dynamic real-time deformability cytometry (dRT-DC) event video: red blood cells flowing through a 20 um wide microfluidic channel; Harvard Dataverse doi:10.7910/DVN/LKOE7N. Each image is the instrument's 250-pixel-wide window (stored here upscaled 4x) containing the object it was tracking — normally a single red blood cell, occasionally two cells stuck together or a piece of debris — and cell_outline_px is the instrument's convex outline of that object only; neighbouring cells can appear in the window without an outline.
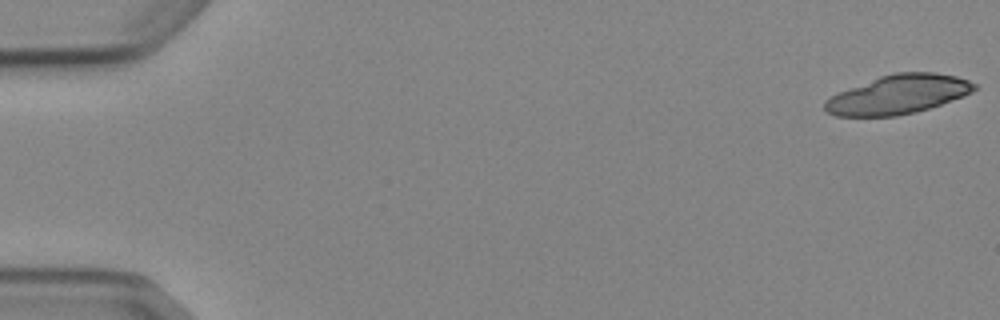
{"species": "Egyptian fruit bat (a non-hibernating species)", "species_latin": "Rousettus aegyptiacus", "temperature_condition": "cold", "stored_images_in_passage": 5, "camera_frame_rate_fps": 3000, "um_per_image_px": 0.085, "animal": {"sex": "female"}, "frame": {"image": 1, "passage_image": 1, "time_ms": 0.0, "image_size_px": [1000, 320], "cell_outline_px": [[976, 88], [972, 92], [964, 96], [916, 112], [896, 116], [836, 116], [828, 112], [824, 108], [824, 100], [840, 92], [880, 76], [896, 72], [936, 72], [956, 76], [968, 80], [976, 84]], "centroid_in_image_um": [76.36, 8.03], "position_along_channel_um": 8.6, "area_um2": 33.7}}